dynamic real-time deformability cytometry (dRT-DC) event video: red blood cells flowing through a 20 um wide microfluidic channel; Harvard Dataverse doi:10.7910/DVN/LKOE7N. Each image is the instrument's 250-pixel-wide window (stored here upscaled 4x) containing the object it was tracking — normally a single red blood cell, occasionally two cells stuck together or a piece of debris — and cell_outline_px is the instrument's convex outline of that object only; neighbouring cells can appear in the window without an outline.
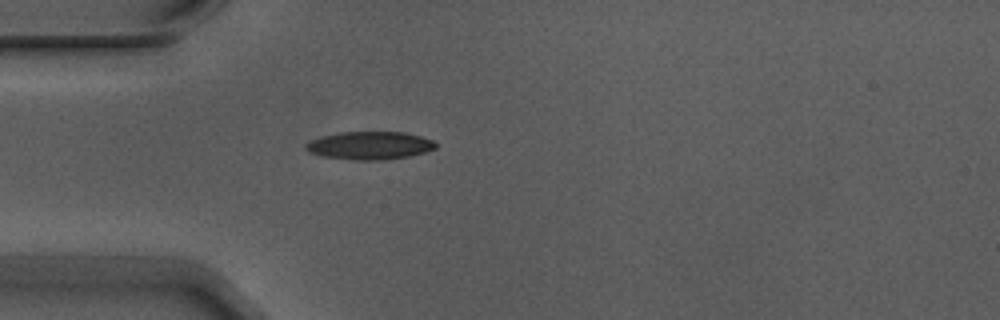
{"species": "Egyptian fruit bat (a non-hibernating species)", "species_latin": "Rousettus aegyptiacus", "temperature_condition": "warm", "stored_images_in_passage": 1, "camera_frame_rate_fps": 3000, "um_per_image_px": 0.085, "animal": {"sex": "male"}, "frame": {"image": 1, "passage_image": 1, "time_ms": 0.0, "image_size_px": [1000, 320], "cell_outline_px": [[436, 148], [424, 152], [408, 156], [380, 160], [356, 160], [324, 156], [308, 152], [304, 148], [304, 144], [312, 140], [324, 136], [340, 132], [404, 132], [420, 136], [432, 140], [436, 144]], "centroid_in_image_um": [31.41, 12.36], "position_along_channel_um": 53.6, "area_um2": 20.92}}